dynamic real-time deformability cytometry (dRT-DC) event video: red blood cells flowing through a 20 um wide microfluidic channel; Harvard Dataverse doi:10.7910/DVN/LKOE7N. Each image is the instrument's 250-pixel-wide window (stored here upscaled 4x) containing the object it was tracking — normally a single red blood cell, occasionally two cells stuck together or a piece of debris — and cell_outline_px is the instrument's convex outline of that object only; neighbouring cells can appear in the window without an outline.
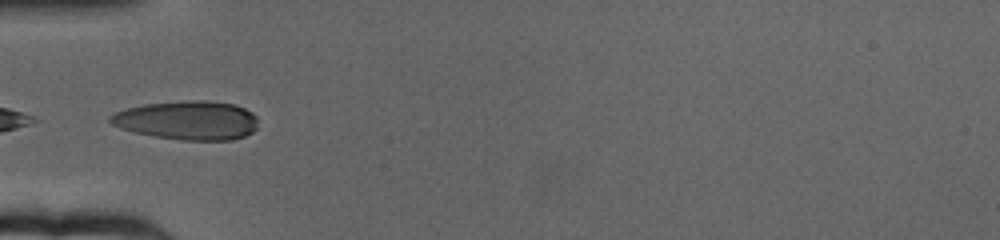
{"species": "human", "species_latin": "Homo sapiens", "temperature_condition": "cold", "stored_images_in_passage": 44, "camera_frame_rate_fps": 3000, "um_per_image_px": 0.085, "donor": {"sex": "female"}, "frame": {"image": 1, "passage_image": 1, "time_ms": 0.0, "image_size_px": [1000, 240], "cell_outline_px": [[256, 128], [252, 132], [244, 136], [232, 140], [184, 140], [156, 136], [136, 132], [120, 128], [112, 124], [108, 120], [108, 116], [116, 112], [128, 108], [144, 104], [192, 100], [208, 100], [232, 104], [244, 108], [252, 112], [256, 116]], "centroid_in_image_um": [15.94, 10.22], "position_along_channel_um": 69.1, "area_um2": 33.29}}
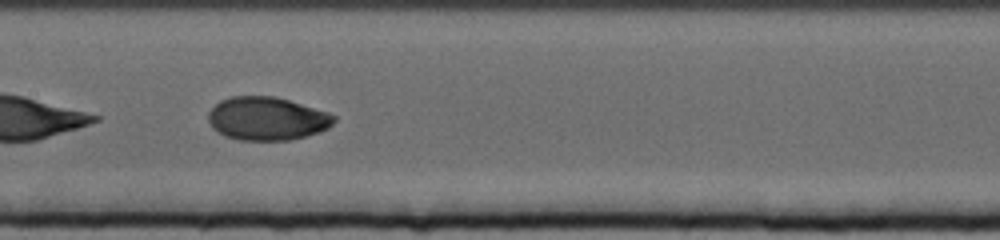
{"frame": {"image": 2, "passage_image": 12, "time_ms": 3.667, "image_size_px": [1000, 240], "cell_outline_px": [[336, 120], [328, 128], [320, 132], [288, 140], [240, 140], [224, 136], [212, 128], [208, 120], [208, 112], [220, 100], [232, 96], [276, 96], [328, 112], [336, 116]], "centroid_in_image_um": [22.68, 10.08], "position_along_channel_um": 184.7, "area_um2": 31.79}}
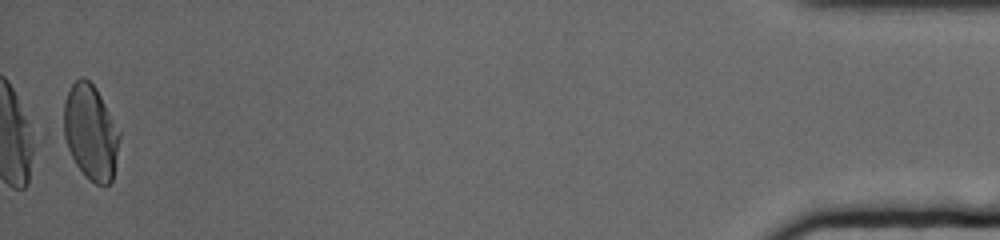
{"frame": {"image": 3, "passage_image": 43, "time_ms": 14.0, "image_size_px": [1000, 240], "cell_outline_px": [[120, 136], [112, 180], [108, 184], [96, 184], [76, 164], [56, 132], [64, 100], [72, 84], [80, 76], [84, 76], [96, 88], [120, 132]], "centroid_in_image_um": [7.58, 11.19], "position_along_channel_um": 427.6, "area_um2": 31.85}, "authors_computed_cell_mechanics": {"area_um2": 31.4143, "velocity_mm_per_s": 3.1615, "shape_relaxation_time_tau1_ms": 4.6448, "shape_relaxation_time_tau2_ms": null, "deformation_change_tau1": 0.1741, "deformation_change_tau2": null}}